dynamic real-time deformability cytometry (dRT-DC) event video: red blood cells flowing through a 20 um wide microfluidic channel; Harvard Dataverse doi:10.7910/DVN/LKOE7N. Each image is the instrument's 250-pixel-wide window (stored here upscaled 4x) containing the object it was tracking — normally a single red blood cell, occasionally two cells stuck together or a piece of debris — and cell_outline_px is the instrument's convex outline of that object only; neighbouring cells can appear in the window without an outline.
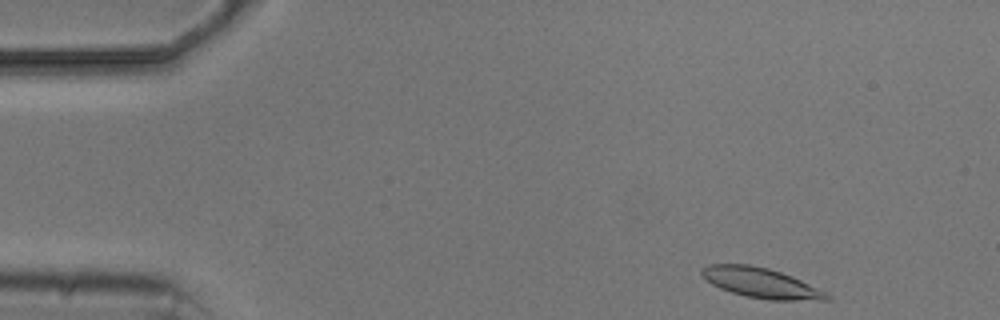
{"species": "common noctule bat (a hibernating species)", "species_latin": "Nyctalus noctula", "temperature_condition": "cold", "stored_images_in_passage": 4, "camera_frame_rate_fps": 3000, "um_per_image_px": 0.085, "animal": {"sex": "male", "body_mass_g": 20.5, "forearm_length_mm": 52.5}, "frame": {"image": 1, "passage_image": 1, "time_ms": 0.0, "image_size_px": [1000, 320], "cell_outline_px": [[832, 300], [768, 300], [748, 296], [732, 292], [720, 288], [712, 284], [700, 272], [700, 268], [708, 264], [748, 264], [768, 268], [780, 272], [800, 280], [828, 292], [832, 296]], "centroid_in_image_um": [64.72, 24.05], "position_along_channel_um": 20.3, "area_um2": 21.79}}
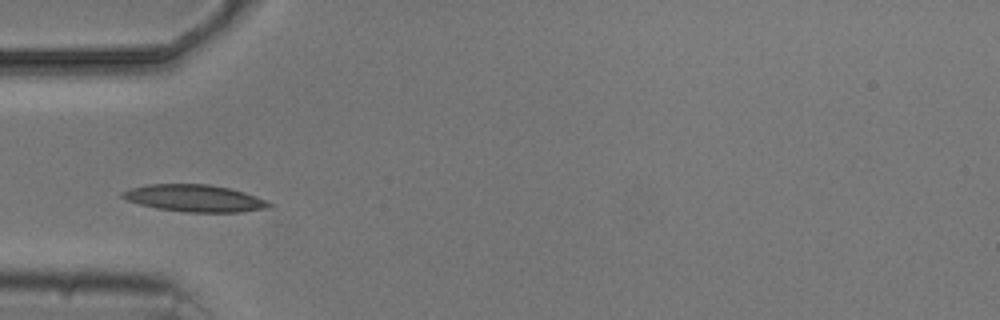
{"frame": {"image": 2, "passage_image": 4, "time_ms": 3.667, "image_size_px": [1000, 320], "cell_outline_px": [[276, 204], [272, 208], [244, 212], [188, 212], [156, 208], [140, 204], [128, 200], [120, 196], [120, 192], [128, 188], [148, 184], [208, 184], [228, 188], [244, 192], [256, 196]], "centroid_in_image_um": [16.58, 16.85], "position_along_channel_um": 68.4, "area_um2": 23.35}}